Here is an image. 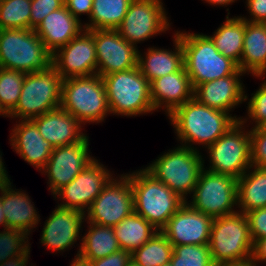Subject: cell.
<instances>
[{
    "mask_svg": "<svg viewBox=\"0 0 266 266\" xmlns=\"http://www.w3.org/2000/svg\"><path fill=\"white\" fill-rule=\"evenodd\" d=\"M168 119L180 145L199 151L197 145L206 149L241 117L208 107L192 98L177 107Z\"/></svg>",
    "mask_w": 266,
    "mask_h": 266,
    "instance_id": "obj_1",
    "label": "cell"
},
{
    "mask_svg": "<svg viewBox=\"0 0 266 266\" xmlns=\"http://www.w3.org/2000/svg\"><path fill=\"white\" fill-rule=\"evenodd\" d=\"M174 32L180 37L184 51V67L193 88L232 74H245L235 61L217 50L207 34L184 30Z\"/></svg>",
    "mask_w": 266,
    "mask_h": 266,
    "instance_id": "obj_2",
    "label": "cell"
},
{
    "mask_svg": "<svg viewBox=\"0 0 266 266\" xmlns=\"http://www.w3.org/2000/svg\"><path fill=\"white\" fill-rule=\"evenodd\" d=\"M124 174L131 182L134 212L158 231L167 225L171 216L186 202L144 167Z\"/></svg>",
    "mask_w": 266,
    "mask_h": 266,
    "instance_id": "obj_3",
    "label": "cell"
},
{
    "mask_svg": "<svg viewBox=\"0 0 266 266\" xmlns=\"http://www.w3.org/2000/svg\"><path fill=\"white\" fill-rule=\"evenodd\" d=\"M202 154L198 150L178 144L177 147L159 155L145 169L187 201L204 168Z\"/></svg>",
    "mask_w": 266,
    "mask_h": 266,
    "instance_id": "obj_4",
    "label": "cell"
},
{
    "mask_svg": "<svg viewBox=\"0 0 266 266\" xmlns=\"http://www.w3.org/2000/svg\"><path fill=\"white\" fill-rule=\"evenodd\" d=\"M60 107L83 126L104 122L111 113L102 77L93 74L64 79Z\"/></svg>",
    "mask_w": 266,
    "mask_h": 266,
    "instance_id": "obj_5",
    "label": "cell"
},
{
    "mask_svg": "<svg viewBox=\"0 0 266 266\" xmlns=\"http://www.w3.org/2000/svg\"><path fill=\"white\" fill-rule=\"evenodd\" d=\"M112 115L140 116L155 112L150 83L139 67L102 76Z\"/></svg>",
    "mask_w": 266,
    "mask_h": 266,
    "instance_id": "obj_6",
    "label": "cell"
},
{
    "mask_svg": "<svg viewBox=\"0 0 266 266\" xmlns=\"http://www.w3.org/2000/svg\"><path fill=\"white\" fill-rule=\"evenodd\" d=\"M52 66V54L31 29L0 30V67L32 73Z\"/></svg>",
    "mask_w": 266,
    "mask_h": 266,
    "instance_id": "obj_7",
    "label": "cell"
},
{
    "mask_svg": "<svg viewBox=\"0 0 266 266\" xmlns=\"http://www.w3.org/2000/svg\"><path fill=\"white\" fill-rule=\"evenodd\" d=\"M63 78L52 65L45 71L27 73L15 108L13 120H31L60 107Z\"/></svg>",
    "mask_w": 266,
    "mask_h": 266,
    "instance_id": "obj_8",
    "label": "cell"
},
{
    "mask_svg": "<svg viewBox=\"0 0 266 266\" xmlns=\"http://www.w3.org/2000/svg\"><path fill=\"white\" fill-rule=\"evenodd\" d=\"M252 247L246 214L236 212L213 219L209 250L214 264L251 260Z\"/></svg>",
    "mask_w": 266,
    "mask_h": 266,
    "instance_id": "obj_9",
    "label": "cell"
},
{
    "mask_svg": "<svg viewBox=\"0 0 266 266\" xmlns=\"http://www.w3.org/2000/svg\"><path fill=\"white\" fill-rule=\"evenodd\" d=\"M204 168L186 203L196 211L218 218L238 212L237 179ZM237 208V209H236Z\"/></svg>",
    "mask_w": 266,
    "mask_h": 266,
    "instance_id": "obj_10",
    "label": "cell"
},
{
    "mask_svg": "<svg viewBox=\"0 0 266 266\" xmlns=\"http://www.w3.org/2000/svg\"><path fill=\"white\" fill-rule=\"evenodd\" d=\"M241 121L230 129L205 151L209 159V168L205 169L240 178L251 166L250 130Z\"/></svg>",
    "mask_w": 266,
    "mask_h": 266,
    "instance_id": "obj_11",
    "label": "cell"
},
{
    "mask_svg": "<svg viewBox=\"0 0 266 266\" xmlns=\"http://www.w3.org/2000/svg\"><path fill=\"white\" fill-rule=\"evenodd\" d=\"M163 3L162 0H133L116 30L135 47L171 30L172 22L170 23Z\"/></svg>",
    "mask_w": 266,
    "mask_h": 266,
    "instance_id": "obj_12",
    "label": "cell"
},
{
    "mask_svg": "<svg viewBox=\"0 0 266 266\" xmlns=\"http://www.w3.org/2000/svg\"><path fill=\"white\" fill-rule=\"evenodd\" d=\"M108 182L85 213L87 222L114 227L134 212L130 179L123 173ZM119 177V178H118Z\"/></svg>",
    "mask_w": 266,
    "mask_h": 266,
    "instance_id": "obj_13",
    "label": "cell"
},
{
    "mask_svg": "<svg viewBox=\"0 0 266 266\" xmlns=\"http://www.w3.org/2000/svg\"><path fill=\"white\" fill-rule=\"evenodd\" d=\"M113 172L95 158L68 185L53 196L54 200L61 201L57 204L58 206L78 210L85 214L92 202L114 177Z\"/></svg>",
    "mask_w": 266,
    "mask_h": 266,
    "instance_id": "obj_14",
    "label": "cell"
},
{
    "mask_svg": "<svg viewBox=\"0 0 266 266\" xmlns=\"http://www.w3.org/2000/svg\"><path fill=\"white\" fill-rule=\"evenodd\" d=\"M89 136L81 141L56 147L53 149L48 162L40 171L48 178L47 185L54 196L61 188L68 185L96 157L89 150ZM91 154V155H90Z\"/></svg>",
    "mask_w": 266,
    "mask_h": 266,
    "instance_id": "obj_15",
    "label": "cell"
},
{
    "mask_svg": "<svg viewBox=\"0 0 266 266\" xmlns=\"http://www.w3.org/2000/svg\"><path fill=\"white\" fill-rule=\"evenodd\" d=\"M52 65L63 79L97 74L94 30L83 29L52 55Z\"/></svg>",
    "mask_w": 266,
    "mask_h": 266,
    "instance_id": "obj_16",
    "label": "cell"
},
{
    "mask_svg": "<svg viewBox=\"0 0 266 266\" xmlns=\"http://www.w3.org/2000/svg\"><path fill=\"white\" fill-rule=\"evenodd\" d=\"M94 43L99 76L138 66V47L127 42L117 30H94Z\"/></svg>",
    "mask_w": 266,
    "mask_h": 266,
    "instance_id": "obj_17",
    "label": "cell"
},
{
    "mask_svg": "<svg viewBox=\"0 0 266 266\" xmlns=\"http://www.w3.org/2000/svg\"><path fill=\"white\" fill-rule=\"evenodd\" d=\"M85 214L81 211L56 206L45 220L41 231L40 243L53 252L63 253L80 240L85 223ZM81 230V231H80Z\"/></svg>",
    "mask_w": 266,
    "mask_h": 266,
    "instance_id": "obj_18",
    "label": "cell"
},
{
    "mask_svg": "<svg viewBox=\"0 0 266 266\" xmlns=\"http://www.w3.org/2000/svg\"><path fill=\"white\" fill-rule=\"evenodd\" d=\"M213 218L191 208L186 202L171 216L161 230L172 246L207 245Z\"/></svg>",
    "mask_w": 266,
    "mask_h": 266,
    "instance_id": "obj_19",
    "label": "cell"
},
{
    "mask_svg": "<svg viewBox=\"0 0 266 266\" xmlns=\"http://www.w3.org/2000/svg\"><path fill=\"white\" fill-rule=\"evenodd\" d=\"M243 75L232 74L199 84L194 88V98L203 105L230 113L246 102Z\"/></svg>",
    "mask_w": 266,
    "mask_h": 266,
    "instance_id": "obj_20",
    "label": "cell"
},
{
    "mask_svg": "<svg viewBox=\"0 0 266 266\" xmlns=\"http://www.w3.org/2000/svg\"><path fill=\"white\" fill-rule=\"evenodd\" d=\"M150 95L154 110L159 112L162 109L166 116L194 98V88L185 67L153 80L150 83Z\"/></svg>",
    "mask_w": 266,
    "mask_h": 266,
    "instance_id": "obj_21",
    "label": "cell"
},
{
    "mask_svg": "<svg viewBox=\"0 0 266 266\" xmlns=\"http://www.w3.org/2000/svg\"><path fill=\"white\" fill-rule=\"evenodd\" d=\"M9 141L13 151L39 172L45 167L54 149L41 136L32 120H16Z\"/></svg>",
    "mask_w": 266,
    "mask_h": 266,
    "instance_id": "obj_22",
    "label": "cell"
},
{
    "mask_svg": "<svg viewBox=\"0 0 266 266\" xmlns=\"http://www.w3.org/2000/svg\"><path fill=\"white\" fill-rule=\"evenodd\" d=\"M41 136L53 148L70 145L81 141L87 134L84 127L72 114L61 107L31 119Z\"/></svg>",
    "mask_w": 266,
    "mask_h": 266,
    "instance_id": "obj_23",
    "label": "cell"
},
{
    "mask_svg": "<svg viewBox=\"0 0 266 266\" xmlns=\"http://www.w3.org/2000/svg\"><path fill=\"white\" fill-rule=\"evenodd\" d=\"M84 29L65 5L49 13L34 30L42 40L45 48L53 55Z\"/></svg>",
    "mask_w": 266,
    "mask_h": 266,
    "instance_id": "obj_24",
    "label": "cell"
},
{
    "mask_svg": "<svg viewBox=\"0 0 266 266\" xmlns=\"http://www.w3.org/2000/svg\"><path fill=\"white\" fill-rule=\"evenodd\" d=\"M12 184L2 186V207L7 228L24 230L30 235L38 227L40 214L29 194L25 190L16 189Z\"/></svg>",
    "mask_w": 266,
    "mask_h": 266,
    "instance_id": "obj_25",
    "label": "cell"
},
{
    "mask_svg": "<svg viewBox=\"0 0 266 266\" xmlns=\"http://www.w3.org/2000/svg\"><path fill=\"white\" fill-rule=\"evenodd\" d=\"M173 51L149 47L144 53L138 50V67L149 83L153 80L180 71L184 67V51L180 37L173 33Z\"/></svg>",
    "mask_w": 266,
    "mask_h": 266,
    "instance_id": "obj_26",
    "label": "cell"
},
{
    "mask_svg": "<svg viewBox=\"0 0 266 266\" xmlns=\"http://www.w3.org/2000/svg\"><path fill=\"white\" fill-rule=\"evenodd\" d=\"M239 69L247 75L250 73V76H266V23H251L245 20Z\"/></svg>",
    "mask_w": 266,
    "mask_h": 266,
    "instance_id": "obj_27",
    "label": "cell"
},
{
    "mask_svg": "<svg viewBox=\"0 0 266 266\" xmlns=\"http://www.w3.org/2000/svg\"><path fill=\"white\" fill-rule=\"evenodd\" d=\"M238 212L266 207V168L251 166L237 179Z\"/></svg>",
    "mask_w": 266,
    "mask_h": 266,
    "instance_id": "obj_28",
    "label": "cell"
},
{
    "mask_svg": "<svg viewBox=\"0 0 266 266\" xmlns=\"http://www.w3.org/2000/svg\"><path fill=\"white\" fill-rule=\"evenodd\" d=\"M87 230L81 236V245L77 248V254L82 258L93 261L110 255L120 250L113 227L101 226L85 220ZM87 231V232H86Z\"/></svg>",
    "mask_w": 266,
    "mask_h": 266,
    "instance_id": "obj_29",
    "label": "cell"
},
{
    "mask_svg": "<svg viewBox=\"0 0 266 266\" xmlns=\"http://www.w3.org/2000/svg\"><path fill=\"white\" fill-rule=\"evenodd\" d=\"M227 13L225 22H223L210 36L217 50L235 61L238 66L243 53V39L245 33V20L241 16L229 17Z\"/></svg>",
    "mask_w": 266,
    "mask_h": 266,
    "instance_id": "obj_30",
    "label": "cell"
},
{
    "mask_svg": "<svg viewBox=\"0 0 266 266\" xmlns=\"http://www.w3.org/2000/svg\"><path fill=\"white\" fill-rule=\"evenodd\" d=\"M120 249L131 254L143 246L158 230L133 212L113 227Z\"/></svg>",
    "mask_w": 266,
    "mask_h": 266,
    "instance_id": "obj_31",
    "label": "cell"
},
{
    "mask_svg": "<svg viewBox=\"0 0 266 266\" xmlns=\"http://www.w3.org/2000/svg\"><path fill=\"white\" fill-rule=\"evenodd\" d=\"M133 0H93L88 22H83L85 30H116L123 21Z\"/></svg>",
    "mask_w": 266,
    "mask_h": 266,
    "instance_id": "obj_32",
    "label": "cell"
},
{
    "mask_svg": "<svg viewBox=\"0 0 266 266\" xmlns=\"http://www.w3.org/2000/svg\"><path fill=\"white\" fill-rule=\"evenodd\" d=\"M28 236L24 230L7 228L0 231V266L28 265L31 252Z\"/></svg>",
    "mask_w": 266,
    "mask_h": 266,
    "instance_id": "obj_33",
    "label": "cell"
},
{
    "mask_svg": "<svg viewBox=\"0 0 266 266\" xmlns=\"http://www.w3.org/2000/svg\"><path fill=\"white\" fill-rule=\"evenodd\" d=\"M172 253L171 242L161 231H157L131 254V260L139 266H162L170 262Z\"/></svg>",
    "mask_w": 266,
    "mask_h": 266,
    "instance_id": "obj_34",
    "label": "cell"
},
{
    "mask_svg": "<svg viewBox=\"0 0 266 266\" xmlns=\"http://www.w3.org/2000/svg\"><path fill=\"white\" fill-rule=\"evenodd\" d=\"M31 0L0 2V30L30 29Z\"/></svg>",
    "mask_w": 266,
    "mask_h": 266,
    "instance_id": "obj_35",
    "label": "cell"
},
{
    "mask_svg": "<svg viewBox=\"0 0 266 266\" xmlns=\"http://www.w3.org/2000/svg\"><path fill=\"white\" fill-rule=\"evenodd\" d=\"M26 73L0 67V103L10 113L18 103Z\"/></svg>",
    "mask_w": 266,
    "mask_h": 266,
    "instance_id": "obj_36",
    "label": "cell"
},
{
    "mask_svg": "<svg viewBox=\"0 0 266 266\" xmlns=\"http://www.w3.org/2000/svg\"><path fill=\"white\" fill-rule=\"evenodd\" d=\"M170 262L173 266H214L209 244L173 246Z\"/></svg>",
    "mask_w": 266,
    "mask_h": 266,
    "instance_id": "obj_37",
    "label": "cell"
},
{
    "mask_svg": "<svg viewBox=\"0 0 266 266\" xmlns=\"http://www.w3.org/2000/svg\"><path fill=\"white\" fill-rule=\"evenodd\" d=\"M257 79H264L259 86V88L254 91L248 98V94H245V101L248 100V106H246L247 114L246 117H241V121L249 127L252 125V128L263 127L266 124V76H254ZM263 77V78H262ZM250 121V123H249ZM248 123V125H247Z\"/></svg>",
    "mask_w": 266,
    "mask_h": 266,
    "instance_id": "obj_38",
    "label": "cell"
},
{
    "mask_svg": "<svg viewBox=\"0 0 266 266\" xmlns=\"http://www.w3.org/2000/svg\"><path fill=\"white\" fill-rule=\"evenodd\" d=\"M251 164L254 167L266 168V129H250Z\"/></svg>",
    "mask_w": 266,
    "mask_h": 266,
    "instance_id": "obj_39",
    "label": "cell"
},
{
    "mask_svg": "<svg viewBox=\"0 0 266 266\" xmlns=\"http://www.w3.org/2000/svg\"><path fill=\"white\" fill-rule=\"evenodd\" d=\"M64 5V0H31L30 29L35 30L49 13Z\"/></svg>",
    "mask_w": 266,
    "mask_h": 266,
    "instance_id": "obj_40",
    "label": "cell"
},
{
    "mask_svg": "<svg viewBox=\"0 0 266 266\" xmlns=\"http://www.w3.org/2000/svg\"><path fill=\"white\" fill-rule=\"evenodd\" d=\"M252 241L266 237V207L257 208L246 213Z\"/></svg>",
    "mask_w": 266,
    "mask_h": 266,
    "instance_id": "obj_41",
    "label": "cell"
},
{
    "mask_svg": "<svg viewBox=\"0 0 266 266\" xmlns=\"http://www.w3.org/2000/svg\"><path fill=\"white\" fill-rule=\"evenodd\" d=\"M249 17L241 16L251 23H266V0H246Z\"/></svg>",
    "mask_w": 266,
    "mask_h": 266,
    "instance_id": "obj_42",
    "label": "cell"
},
{
    "mask_svg": "<svg viewBox=\"0 0 266 266\" xmlns=\"http://www.w3.org/2000/svg\"><path fill=\"white\" fill-rule=\"evenodd\" d=\"M131 261V253L120 249L110 255L91 262L92 266H127Z\"/></svg>",
    "mask_w": 266,
    "mask_h": 266,
    "instance_id": "obj_43",
    "label": "cell"
},
{
    "mask_svg": "<svg viewBox=\"0 0 266 266\" xmlns=\"http://www.w3.org/2000/svg\"><path fill=\"white\" fill-rule=\"evenodd\" d=\"M64 4L68 11L82 23L79 16L86 15L89 19L93 0H64Z\"/></svg>",
    "mask_w": 266,
    "mask_h": 266,
    "instance_id": "obj_44",
    "label": "cell"
},
{
    "mask_svg": "<svg viewBox=\"0 0 266 266\" xmlns=\"http://www.w3.org/2000/svg\"><path fill=\"white\" fill-rule=\"evenodd\" d=\"M251 261L257 266L266 264V237L253 242Z\"/></svg>",
    "mask_w": 266,
    "mask_h": 266,
    "instance_id": "obj_45",
    "label": "cell"
},
{
    "mask_svg": "<svg viewBox=\"0 0 266 266\" xmlns=\"http://www.w3.org/2000/svg\"><path fill=\"white\" fill-rule=\"evenodd\" d=\"M2 152L0 151V186L11 184L10 175H8L7 169L4 165V161L2 159Z\"/></svg>",
    "mask_w": 266,
    "mask_h": 266,
    "instance_id": "obj_46",
    "label": "cell"
},
{
    "mask_svg": "<svg viewBox=\"0 0 266 266\" xmlns=\"http://www.w3.org/2000/svg\"><path fill=\"white\" fill-rule=\"evenodd\" d=\"M204 1L205 3L207 2L209 5L212 6H229L232 5V3L237 2V0H201Z\"/></svg>",
    "mask_w": 266,
    "mask_h": 266,
    "instance_id": "obj_47",
    "label": "cell"
},
{
    "mask_svg": "<svg viewBox=\"0 0 266 266\" xmlns=\"http://www.w3.org/2000/svg\"><path fill=\"white\" fill-rule=\"evenodd\" d=\"M74 257L75 258L72 259V263H70L69 266H92L89 260H86L79 255H75Z\"/></svg>",
    "mask_w": 266,
    "mask_h": 266,
    "instance_id": "obj_48",
    "label": "cell"
},
{
    "mask_svg": "<svg viewBox=\"0 0 266 266\" xmlns=\"http://www.w3.org/2000/svg\"><path fill=\"white\" fill-rule=\"evenodd\" d=\"M2 207V186H0V226L3 227V230L7 229L5 214L3 213Z\"/></svg>",
    "mask_w": 266,
    "mask_h": 266,
    "instance_id": "obj_49",
    "label": "cell"
},
{
    "mask_svg": "<svg viewBox=\"0 0 266 266\" xmlns=\"http://www.w3.org/2000/svg\"><path fill=\"white\" fill-rule=\"evenodd\" d=\"M214 266H257L251 260L239 263H219L215 264Z\"/></svg>",
    "mask_w": 266,
    "mask_h": 266,
    "instance_id": "obj_50",
    "label": "cell"
},
{
    "mask_svg": "<svg viewBox=\"0 0 266 266\" xmlns=\"http://www.w3.org/2000/svg\"><path fill=\"white\" fill-rule=\"evenodd\" d=\"M0 116L3 117H10L9 113L6 111V109L1 105L0 103Z\"/></svg>",
    "mask_w": 266,
    "mask_h": 266,
    "instance_id": "obj_51",
    "label": "cell"
},
{
    "mask_svg": "<svg viewBox=\"0 0 266 266\" xmlns=\"http://www.w3.org/2000/svg\"><path fill=\"white\" fill-rule=\"evenodd\" d=\"M127 266H139L134 261H130Z\"/></svg>",
    "mask_w": 266,
    "mask_h": 266,
    "instance_id": "obj_52",
    "label": "cell"
},
{
    "mask_svg": "<svg viewBox=\"0 0 266 266\" xmlns=\"http://www.w3.org/2000/svg\"><path fill=\"white\" fill-rule=\"evenodd\" d=\"M162 266H173L171 262L167 263V264H164Z\"/></svg>",
    "mask_w": 266,
    "mask_h": 266,
    "instance_id": "obj_53",
    "label": "cell"
}]
</instances>
